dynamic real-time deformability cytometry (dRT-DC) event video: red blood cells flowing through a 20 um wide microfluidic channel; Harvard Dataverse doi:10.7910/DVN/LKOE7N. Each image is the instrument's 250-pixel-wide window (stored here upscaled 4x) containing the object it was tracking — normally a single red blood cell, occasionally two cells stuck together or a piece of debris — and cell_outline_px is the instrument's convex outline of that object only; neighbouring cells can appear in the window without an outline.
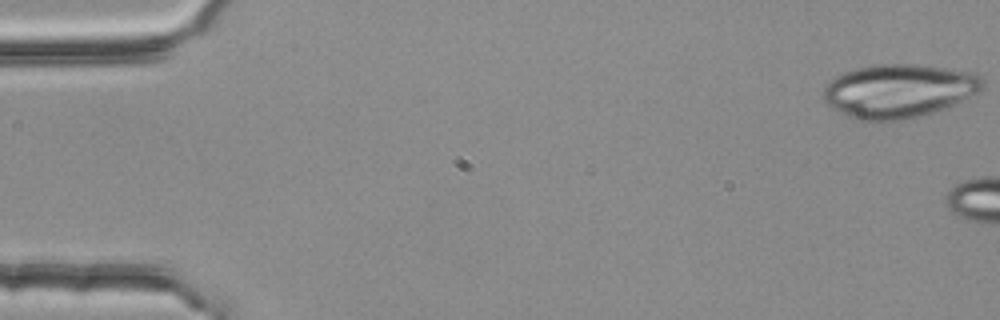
{"species": "common noctule bat (a hibernating species)", "species_latin": "Nyctalus noctula", "temperature_condition": "room temperature", "stored_images_in_passage": 3, "camera_frame_rate_fps": 3000, "um_per_image_px": 0.085, "animal": {"sex": "female", "body_mass_g": 25.1}, "frame": {"image": 1, "passage_image": 1, "time_ms": 0.0, "image_size_px": [1000, 320], "cell_outline_px": [[984, 88], [980, 92], [952, 104], [932, 112], [920, 116], [900, 120], [860, 120], [848, 116], [832, 108], [824, 100], [824, 88], [836, 76], [844, 72], [856, 68], [872, 64], [924, 64], [972, 72], [980, 76], [984, 80]], "centroid_in_image_um": [76.42, 7.7], "position_along_channel_um": 8.6, "area_um2": 49.59}}